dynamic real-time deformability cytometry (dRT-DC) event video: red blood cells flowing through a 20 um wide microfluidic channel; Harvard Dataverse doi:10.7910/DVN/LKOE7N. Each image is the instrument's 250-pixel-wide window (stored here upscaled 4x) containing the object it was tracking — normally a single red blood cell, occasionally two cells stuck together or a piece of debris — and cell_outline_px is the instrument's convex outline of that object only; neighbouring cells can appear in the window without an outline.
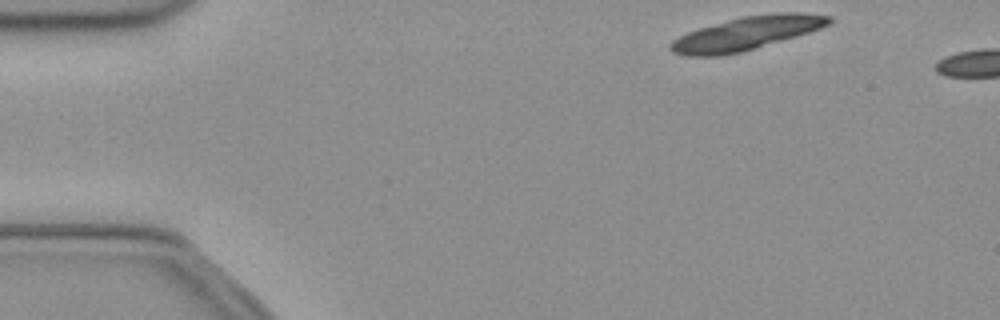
{"species": "common noctule bat (a hibernating species)", "species_latin": "Nyctalus noctula", "temperature_condition": "cold", "stored_images_in_passage": 4, "camera_frame_rate_fps": 3000, "um_per_image_px": 0.085, "animal": {"sex": "female", "body_mass_g": 21.9}, "frame": {"image": 1, "passage_image": 1, "time_ms": 0.0, "image_size_px": [1000, 320], "cell_outline_px": [[832, 20], [828, 24], [820, 28], [796, 36], [744, 52], [720, 56], [688, 56], [672, 52], [668, 48], [668, 44], [672, 40], [688, 32], [700, 28], [728, 20], [744, 16], [780, 12], [796, 12], [832, 16]], "centroid_in_image_um": [63.42, 2.85], "position_along_channel_um": 21.6, "area_um2": 30.63}}